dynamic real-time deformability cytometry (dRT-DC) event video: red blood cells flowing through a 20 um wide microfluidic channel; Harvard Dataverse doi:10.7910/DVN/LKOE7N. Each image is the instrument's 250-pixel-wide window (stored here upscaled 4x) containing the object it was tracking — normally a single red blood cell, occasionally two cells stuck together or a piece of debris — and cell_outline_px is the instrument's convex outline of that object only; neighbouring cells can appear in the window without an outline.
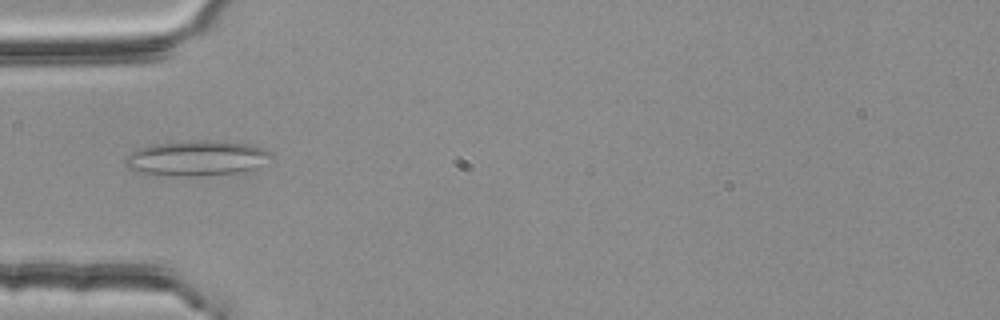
{"species": "common noctule bat (a hibernating species)", "species_latin": "Nyctalus noctula", "temperature_condition": "room temperature", "stored_images_in_passage": 48, "camera_frame_rate_fps": 3000, "um_per_image_px": 0.085, "animal": {"sex": "female", "body_mass_g": 25.1}, "frame": {"image": 1, "passage_image": 11, "time_ms": 3.333, "image_size_px": [1000, 320], "cell_outline_px": [[272, 160], [256, 168], [236, 172], [196, 176], [148, 176], [136, 172], [128, 168], [124, 164], [124, 156], [148, 144], [200, 140], [204, 140], [248, 144], [264, 148], [272, 152]], "centroid_in_image_um": [16.65, 13.46], "position_along_channel_um": 68.3, "area_um2": 30.46}}
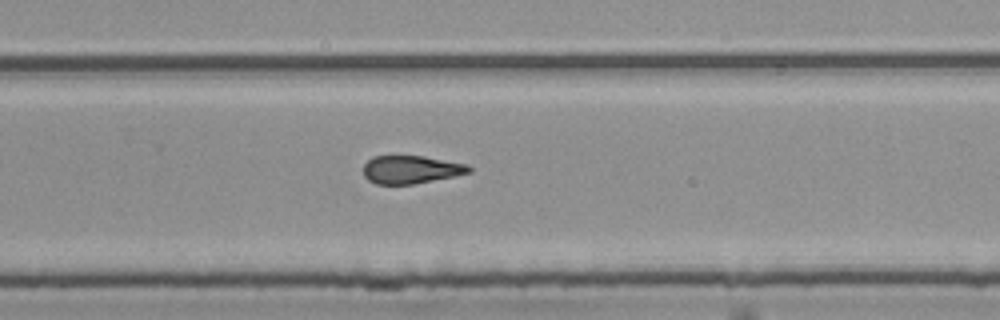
{"frame": {"image": 2, "passage_image": 29, "time_ms": 9.333, "image_size_px": [1000, 320], "cell_outline_px": [[472, 172], [456, 176], [412, 184], [376, 184], [368, 180], [364, 176], [364, 164], [372, 156], [424, 156], [468, 164], [472, 168]], "centroid_in_image_um": [34.96, 14.41], "position_along_channel_um": 294.8, "area_um2": 17.34}}
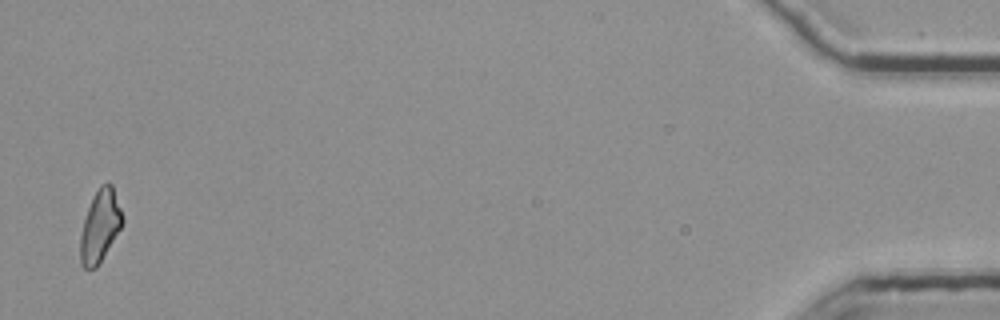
{"frame": {"image": 3, "passage_image": 47, "time_ms": 15.333, "image_size_px": [1000, 320], "cell_outline_px": [[124, 220], [120, 228], [96, 268], [84, 268], [80, 264], [80, 236], [84, 220], [92, 196], [100, 184], [112, 184], [124, 216]], "centroid_in_image_um": [8.5, 19.19], "position_along_channel_um": 426.7, "area_um2": 17.51}, "authors_computed_cell_mechanics": {"area_um2": 18.1781, "velocity_mm_per_s": 3.7763, "shape_relaxation_time_tau1_ms": null, "shape_relaxation_time_tau2_ms": 4.7363, "deformation_change_tau1": null, "deformation_change_tau2": 0.1548}}